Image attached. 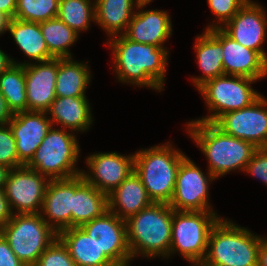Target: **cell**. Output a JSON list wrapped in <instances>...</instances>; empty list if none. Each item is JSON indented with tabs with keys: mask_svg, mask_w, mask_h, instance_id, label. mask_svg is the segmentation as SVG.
<instances>
[{
	"mask_svg": "<svg viewBox=\"0 0 267 266\" xmlns=\"http://www.w3.org/2000/svg\"><path fill=\"white\" fill-rule=\"evenodd\" d=\"M49 181L26 165L11 169L4 193L13 214L40 213Z\"/></svg>",
	"mask_w": 267,
	"mask_h": 266,
	"instance_id": "cell-12",
	"label": "cell"
},
{
	"mask_svg": "<svg viewBox=\"0 0 267 266\" xmlns=\"http://www.w3.org/2000/svg\"><path fill=\"white\" fill-rule=\"evenodd\" d=\"M0 92L13 114L27 111L24 65L12 63L0 74Z\"/></svg>",
	"mask_w": 267,
	"mask_h": 266,
	"instance_id": "cell-29",
	"label": "cell"
},
{
	"mask_svg": "<svg viewBox=\"0 0 267 266\" xmlns=\"http://www.w3.org/2000/svg\"><path fill=\"white\" fill-rule=\"evenodd\" d=\"M0 234L26 266H34L40 255L58 237L40 213L13 214Z\"/></svg>",
	"mask_w": 267,
	"mask_h": 266,
	"instance_id": "cell-8",
	"label": "cell"
},
{
	"mask_svg": "<svg viewBox=\"0 0 267 266\" xmlns=\"http://www.w3.org/2000/svg\"><path fill=\"white\" fill-rule=\"evenodd\" d=\"M206 174L186 156L180 163L169 206L178 211H214L209 202V184L216 178L208 170Z\"/></svg>",
	"mask_w": 267,
	"mask_h": 266,
	"instance_id": "cell-10",
	"label": "cell"
},
{
	"mask_svg": "<svg viewBox=\"0 0 267 266\" xmlns=\"http://www.w3.org/2000/svg\"><path fill=\"white\" fill-rule=\"evenodd\" d=\"M8 124L15 139L18 159L27 165L52 127L51 120L44 111H24L14 113Z\"/></svg>",
	"mask_w": 267,
	"mask_h": 266,
	"instance_id": "cell-18",
	"label": "cell"
},
{
	"mask_svg": "<svg viewBox=\"0 0 267 266\" xmlns=\"http://www.w3.org/2000/svg\"><path fill=\"white\" fill-rule=\"evenodd\" d=\"M81 62L73 58H58L56 97H86L85 90L91 82L92 74L87 65L89 62Z\"/></svg>",
	"mask_w": 267,
	"mask_h": 266,
	"instance_id": "cell-27",
	"label": "cell"
},
{
	"mask_svg": "<svg viewBox=\"0 0 267 266\" xmlns=\"http://www.w3.org/2000/svg\"><path fill=\"white\" fill-rule=\"evenodd\" d=\"M256 81L258 80L233 75L206 81L197 90L205 100L210 114L195 121L214 123L227 112L250 106L262 95L251 86Z\"/></svg>",
	"mask_w": 267,
	"mask_h": 266,
	"instance_id": "cell-9",
	"label": "cell"
},
{
	"mask_svg": "<svg viewBox=\"0 0 267 266\" xmlns=\"http://www.w3.org/2000/svg\"><path fill=\"white\" fill-rule=\"evenodd\" d=\"M7 31L27 58L35 62L53 59L41 33L40 23L11 19Z\"/></svg>",
	"mask_w": 267,
	"mask_h": 266,
	"instance_id": "cell-28",
	"label": "cell"
},
{
	"mask_svg": "<svg viewBox=\"0 0 267 266\" xmlns=\"http://www.w3.org/2000/svg\"><path fill=\"white\" fill-rule=\"evenodd\" d=\"M41 33L45 39L49 53L54 58H73L70 47L79 35L58 17L40 22Z\"/></svg>",
	"mask_w": 267,
	"mask_h": 266,
	"instance_id": "cell-30",
	"label": "cell"
},
{
	"mask_svg": "<svg viewBox=\"0 0 267 266\" xmlns=\"http://www.w3.org/2000/svg\"><path fill=\"white\" fill-rule=\"evenodd\" d=\"M194 266H211V265L206 264V263L203 261V262L197 263V264L194 265Z\"/></svg>",
	"mask_w": 267,
	"mask_h": 266,
	"instance_id": "cell-45",
	"label": "cell"
},
{
	"mask_svg": "<svg viewBox=\"0 0 267 266\" xmlns=\"http://www.w3.org/2000/svg\"><path fill=\"white\" fill-rule=\"evenodd\" d=\"M208 31L222 44L224 75L255 80H261L267 76V60L259 52L239 44L222 28Z\"/></svg>",
	"mask_w": 267,
	"mask_h": 266,
	"instance_id": "cell-16",
	"label": "cell"
},
{
	"mask_svg": "<svg viewBox=\"0 0 267 266\" xmlns=\"http://www.w3.org/2000/svg\"><path fill=\"white\" fill-rule=\"evenodd\" d=\"M108 211V195L89 184L82 174L73 177L72 227L102 216Z\"/></svg>",
	"mask_w": 267,
	"mask_h": 266,
	"instance_id": "cell-22",
	"label": "cell"
},
{
	"mask_svg": "<svg viewBox=\"0 0 267 266\" xmlns=\"http://www.w3.org/2000/svg\"><path fill=\"white\" fill-rule=\"evenodd\" d=\"M13 113L8 108L3 94L0 92V125H6L12 119Z\"/></svg>",
	"mask_w": 267,
	"mask_h": 266,
	"instance_id": "cell-39",
	"label": "cell"
},
{
	"mask_svg": "<svg viewBox=\"0 0 267 266\" xmlns=\"http://www.w3.org/2000/svg\"><path fill=\"white\" fill-rule=\"evenodd\" d=\"M14 59L8 56L3 50L0 49V74L5 71L12 63Z\"/></svg>",
	"mask_w": 267,
	"mask_h": 266,
	"instance_id": "cell-42",
	"label": "cell"
},
{
	"mask_svg": "<svg viewBox=\"0 0 267 266\" xmlns=\"http://www.w3.org/2000/svg\"><path fill=\"white\" fill-rule=\"evenodd\" d=\"M152 203L135 171L108 195V210L123 220H127Z\"/></svg>",
	"mask_w": 267,
	"mask_h": 266,
	"instance_id": "cell-23",
	"label": "cell"
},
{
	"mask_svg": "<svg viewBox=\"0 0 267 266\" xmlns=\"http://www.w3.org/2000/svg\"><path fill=\"white\" fill-rule=\"evenodd\" d=\"M0 266H26L11 250L9 243L0 234Z\"/></svg>",
	"mask_w": 267,
	"mask_h": 266,
	"instance_id": "cell-37",
	"label": "cell"
},
{
	"mask_svg": "<svg viewBox=\"0 0 267 266\" xmlns=\"http://www.w3.org/2000/svg\"><path fill=\"white\" fill-rule=\"evenodd\" d=\"M187 133L208 160V171L218 179L232 171H244L253 152L251 143L223 133L213 123L191 120Z\"/></svg>",
	"mask_w": 267,
	"mask_h": 266,
	"instance_id": "cell-2",
	"label": "cell"
},
{
	"mask_svg": "<svg viewBox=\"0 0 267 266\" xmlns=\"http://www.w3.org/2000/svg\"><path fill=\"white\" fill-rule=\"evenodd\" d=\"M173 209L167 203H152L126 220L127 244L132 260L137 256H169Z\"/></svg>",
	"mask_w": 267,
	"mask_h": 266,
	"instance_id": "cell-3",
	"label": "cell"
},
{
	"mask_svg": "<svg viewBox=\"0 0 267 266\" xmlns=\"http://www.w3.org/2000/svg\"><path fill=\"white\" fill-rule=\"evenodd\" d=\"M88 100L87 97H56L46 111L52 126L59 124L76 133L87 131L94 121Z\"/></svg>",
	"mask_w": 267,
	"mask_h": 266,
	"instance_id": "cell-21",
	"label": "cell"
},
{
	"mask_svg": "<svg viewBox=\"0 0 267 266\" xmlns=\"http://www.w3.org/2000/svg\"><path fill=\"white\" fill-rule=\"evenodd\" d=\"M80 227L116 266L130 265L132 257L127 244L126 220L108 210Z\"/></svg>",
	"mask_w": 267,
	"mask_h": 266,
	"instance_id": "cell-13",
	"label": "cell"
},
{
	"mask_svg": "<svg viewBox=\"0 0 267 266\" xmlns=\"http://www.w3.org/2000/svg\"><path fill=\"white\" fill-rule=\"evenodd\" d=\"M264 7L248 0L222 29L239 44L259 52L266 60L263 43L267 37V17Z\"/></svg>",
	"mask_w": 267,
	"mask_h": 266,
	"instance_id": "cell-15",
	"label": "cell"
},
{
	"mask_svg": "<svg viewBox=\"0 0 267 266\" xmlns=\"http://www.w3.org/2000/svg\"><path fill=\"white\" fill-rule=\"evenodd\" d=\"M59 0H17L15 18L29 22H44L57 17Z\"/></svg>",
	"mask_w": 267,
	"mask_h": 266,
	"instance_id": "cell-32",
	"label": "cell"
},
{
	"mask_svg": "<svg viewBox=\"0 0 267 266\" xmlns=\"http://www.w3.org/2000/svg\"><path fill=\"white\" fill-rule=\"evenodd\" d=\"M86 166L90 171H82L84 179L109 195L134 172V154L126 156L117 152L93 153L87 156Z\"/></svg>",
	"mask_w": 267,
	"mask_h": 266,
	"instance_id": "cell-14",
	"label": "cell"
},
{
	"mask_svg": "<svg viewBox=\"0 0 267 266\" xmlns=\"http://www.w3.org/2000/svg\"><path fill=\"white\" fill-rule=\"evenodd\" d=\"M247 1L248 0H207L212 14L216 18L214 19L216 23L212 22V24L206 27L205 30L222 28L237 14Z\"/></svg>",
	"mask_w": 267,
	"mask_h": 266,
	"instance_id": "cell-34",
	"label": "cell"
},
{
	"mask_svg": "<svg viewBox=\"0 0 267 266\" xmlns=\"http://www.w3.org/2000/svg\"><path fill=\"white\" fill-rule=\"evenodd\" d=\"M13 63L25 68L27 111L46 112L56 98L58 58L35 63L14 60Z\"/></svg>",
	"mask_w": 267,
	"mask_h": 266,
	"instance_id": "cell-17",
	"label": "cell"
},
{
	"mask_svg": "<svg viewBox=\"0 0 267 266\" xmlns=\"http://www.w3.org/2000/svg\"><path fill=\"white\" fill-rule=\"evenodd\" d=\"M221 218L215 211L173 210L172 237L169 256L180 253L194 266L206 257L209 236Z\"/></svg>",
	"mask_w": 267,
	"mask_h": 266,
	"instance_id": "cell-7",
	"label": "cell"
},
{
	"mask_svg": "<svg viewBox=\"0 0 267 266\" xmlns=\"http://www.w3.org/2000/svg\"><path fill=\"white\" fill-rule=\"evenodd\" d=\"M244 171L253 177L258 178L267 186V147L257 148Z\"/></svg>",
	"mask_w": 267,
	"mask_h": 266,
	"instance_id": "cell-36",
	"label": "cell"
},
{
	"mask_svg": "<svg viewBox=\"0 0 267 266\" xmlns=\"http://www.w3.org/2000/svg\"><path fill=\"white\" fill-rule=\"evenodd\" d=\"M228 220L220 218L215 223L203 261L211 266H257L264 237Z\"/></svg>",
	"mask_w": 267,
	"mask_h": 266,
	"instance_id": "cell-5",
	"label": "cell"
},
{
	"mask_svg": "<svg viewBox=\"0 0 267 266\" xmlns=\"http://www.w3.org/2000/svg\"><path fill=\"white\" fill-rule=\"evenodd\" d=\"M77 266H116L81 227H70L58 233Z\"/></svg>",
	"mask_w": 267,
	"mask_h": 266,
	"instance_id": "cell-25",
	"label": "cell"
},
{
	"mask_svg": "<svg viewBox=\"0 0 267 266\" xmlns=\"http://www.w3.org/2000/svg\"><path fill=\"white\" fill-rule=\"evenodd\" d=\"M150 3L140 2L126 32L127 39L136 42L165 47L164 43L172 35L171 17L165 10H146Z\"/></svg>",
	"mask_w": 267,
	"mask_h": 266,
	"instance_id": "cell-19",
	"label": "cell"
},
{
	"mask_svg": "<svg viewBox=\"0 0 267 266\" xmlns=\"http://www.w3.org/2000/svg\"><path fill=\"white\" fill-rule=\"evenodd\" d=\"M153 0H139V2L151 3Z\"/></svg>",
	"mask_w": 267,
	"mask_h": 266,
	"instance_id": "cell-46",
	"label": "cell"
},
{
	"mask_svg": "<svg viewBox=\"0 0 267 266\" xmlns=\"http://www.w3.org/2000/svg\"><path fill=\"white\" fill-rule=\"evenodd\" d=\"M166 143L134 153V171L154 203L169 204L180 163L187 156L170 142Z\"/></svg>",
	"mask_w": 267,
	"mask_h": 266,
	"instance_id": "cell-4",
	"label": "cell"
},
{
	"mask_svg": "<svg viewBox=\"0 0 267 266\" xmlns=\"http://www.w3.org/2000/svg\"><path fill=\"white\" fill-rule=\"evenodd\" d=\"M113 54V69L121 83L149 87L161 92L168 65L169 50L166 47L136 43L124 35L108 39Z\"/></svg>",
	"mask_w": 267,
	"mask_h": 266,
	"instance_id": "cell-1",
	"label": "cell"
},
{
	"mask_svg": "<svg viewBox=\"0 0 267 266\" xmlns=\"http://www.w3.org/2000/svg\"><path fill=\"white\" fill-rule=\"evenodd\" d=\"M223 133L256 148L267 147V99L261 95L250 106L227 112L214 123Z\"/></svg>",
	"mask_w": 267,
	"mask_h": 266,
	"instance_id": "cell-11",
	"label": "cell"
},
{
	"mask_svg": "<svg viewBox=\"0 0 267 266\" xmlns=\"http://www.w3.org/2000/svg\"><path fill=\"white\" fill-rule=\"evenodd\" d=\"M74 134L72 131L52 126L26 166L50 180L81 174L83 169L76 167L81 149Z\"/></svg>",
	"mask_w": 267,
	"mask_h": 266,
	"instance_id": "cell-6",
	"label": "cell"
},
{
	"mask_svg": "<svg viewBox=\"0 0 267 266\" xmlns=\"http://www.w3.org/2000/svg\"><path fill=\"white\" fill-rule=\"evenodd\" d=\"M13 216L4 188H0V227L4 226Z\"/></svg>",
	"mask_w": 267,
	"mask_h": 266,
	"instance_id": "cell-38",
	"label": "cell"
},
{
	"mask_svg": "<svg viewBox=\"0 0 267 266\" xmlns=\"http://www.w3.org/2000/svg\"><path fill=\"white\" fill-rule=\"evenodd\" d=\"M95 22L107 37L123 35L136 12L139 0H94Z\"/></svg>",
	"mask_w": 267,
	"mask_h": 266,
	"instance_id": "cell-24",
	"label": "cell"
},
{
	"mask_svg": "<svg viewBox=\"0 0 267 266\" xmlns=\"http://www.w3.org/2000/svg\"><path fill=\"white\" fill-rule=\"evenodd\" d=\"M10 168L0 164V188H4L5 182L8 179Z\"/></svg>",
	"mask_w": 267,
	"mask_h": 266,
	"instance_id": "cell-44",
	"label": "cell"
},
{
	"mask_svg": "<svg viewBox=\"0 0 267 266\" xmlns=\"http://www.w3.org/2000/svg\"><path fill=\"white\" fill-rule=\"evenodd\" d=\"M17 0H0V12L6 14L11 19L15 18Z\"/></svg>",
	"mask_w": 267,
	"mask_h": 266,
	"instance_id": "cell-40",
	"label": "cell"
},
{
	"mask_svg": "<svg viewBox=\"0 0 267 266\" xmlns=\"http://www.w3.org/2000/svg\"><path fill=\"white\" fill-rule=\"evenodd\" d=\"M11 18L6 14L0 12V35L7 31Z\"/></svg>",
	"mask_w": 267,
	"mask_h": 266,
	"instance_id": "cell-43",
	"label": "cell"
},
{
	"mask_svg": "<svg viewBox=\"0 0 267 266\" xmlns=\"http://www.w3.org/2000/svg\"><path fill=\"white\" fill-rule=\"evenodd\" d=\"M57 17L80 35L89 30L91 21L95 22V1L59 0Z\"/></svg>",
	"mask_w": 267,
	"mask_h": 266,
	"instance_id": "cell-31",
	"label": "cell"
},
{
	"mask_svg": "<svg viewBox=\"0 0 267 266\" xmlns=\"http://www.w3.org/2000/svg\"><path fill=\"white\" fill-rule=\"evenodd\" d=\"M72 209L73 177L50 180L40 211L42 218L58 234L72 227Z\"/></svg>",
	"mask_w": 267,
	"mask_h": 266,
	"instance_id": "cell-20",
	"label": "cell"
},
{
	"mask_svg": "<svg viewBox=\"0 0 267 266\" xmlns=\"http://www.w3.org/2000/svg\"><path fill=\"white\" fill-rule=\"evenodd\" d=\"M0 164L10 169L24 166L18 159L15 139L9 124L0 125Z\"/></svg>",
	"mask_w": 267,
	"mask_h": 266,
	"instance_id": "cell-35",
	"label": "cell"
},
{
	"mask_svg": "<svg viewBox=\"0 0 267 266\" xmlns=\"http://www.w3.org/2000/svg\"><path fill=\"white\" fill-rule=\"evenodd\" d=\"M34 266H77L59 237L46 248Z\"/></svg>",
	"mask_w": 267,
	"mask_h": 266,
	"instance_id": "cell-33",
	"label": "cell"
},
{
	"mask_svg": "<svg viewBox=\"0 0 267 266\" xmlns=\"http://www.w3.org/2000/svg\"><path fill=\"white\" fill-rule=\"evenodd\" d=\"M257 266H267V238L261 240L258 251V264Z\"/></svg>",
	"mask_w": 267,
	"mask_h": 266,
	"instance_id": "cell-41",
	"label": "cell"
},
{
	"mask_svg": "<svg viewBox=\"0 0 267 266\" xmlns=\"http://www.w3.org/2000/svg\"><path fill=\"white\" fill-rule=\"evenodd\" d=\"M196 51V59L203 75L192 77L196 89L206 81L223 76V48L222 44L208 31L196 36L193 46Z\"/></svg>",
	"mask_w": 267,
	"mask_h": 266,
	"instance_id": "cell-26",
	"label": "cell"
}]
</instances>
